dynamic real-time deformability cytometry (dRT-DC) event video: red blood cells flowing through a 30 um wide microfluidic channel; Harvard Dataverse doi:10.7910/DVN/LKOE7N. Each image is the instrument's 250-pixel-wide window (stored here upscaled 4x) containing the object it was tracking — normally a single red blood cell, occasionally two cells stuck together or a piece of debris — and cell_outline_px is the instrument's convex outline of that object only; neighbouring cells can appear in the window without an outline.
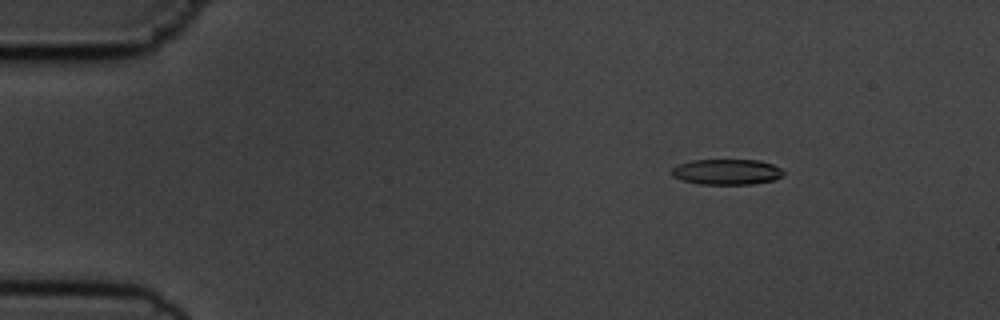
{"species": "common noctule bat (a hibernating species)", "species_latin": "Nyctalus noctula", "temperature_condition": "cold", "stored_images_in_passage": 5, "camera_frame_rate_fps": 3000, "um_per_image_px": 0.085, "animal": {"sex": "male", "body_mass_g": 19.5, "forearm_length_mm": 54.6}, "frame": {"image": 1, "passage_image": 3, "time_ms": 2.333, "image_size_px": [1000, 320], "cell_outline_px": [[784, 176], [776, 180], [752, 184], [700, 184], [680, 180], [672, 176], [672, 168], [680, 164], [692, 160], [760, 160], [772, 164], [780, 168], [784, 172]], "centroid_in_image_um": [61.8, 14.61], "position_along_channel_um": 23.2, "area_um2": 16.76}}